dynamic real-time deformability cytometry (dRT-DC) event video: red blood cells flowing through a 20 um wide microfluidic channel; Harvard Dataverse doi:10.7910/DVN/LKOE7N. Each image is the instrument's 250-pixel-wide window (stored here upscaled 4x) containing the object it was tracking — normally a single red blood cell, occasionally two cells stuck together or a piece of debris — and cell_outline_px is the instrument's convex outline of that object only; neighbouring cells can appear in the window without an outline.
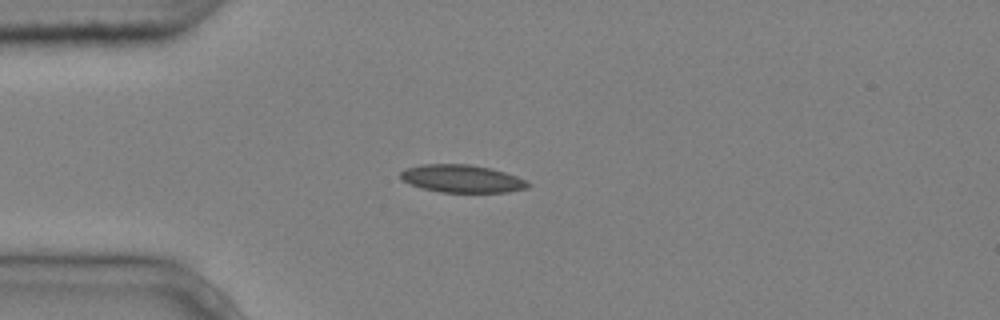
{"species": "common noctule bat (a hibernating species)", "species_latin": "Nyctalus noctula", "temperature_condition": "cold", "stored_images_in_passage": 7, "camera_frame_rate_fps": 3000, "um_per_image_px": 0.085, "animal": {"sex": "male", "body_mass_g": 20.4}, "frame": {"image": 1, "passage_image": 1, "time_ms": 0.0, "image_size_px": [1000, 320], "cell_outline_px": [[532, 184], [528, 188], [508, 192], [440, 192], [420, 188], [404, 180], [400, 176], [400, 172], [408, 168], [420, 164], [468, 164], [492, 168], [516, 176]], "centroid_in_image_um": [39.29, 15.19], "position_along_channel_um": 45.7, "area_um2": 20.52}}
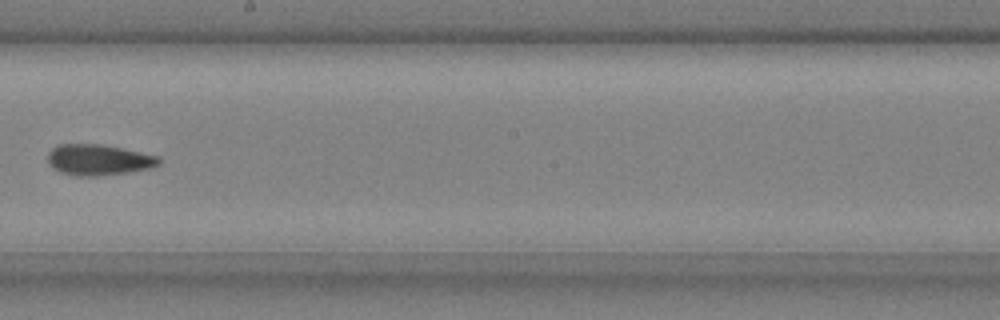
{"frame": {"image": 2, "passage_image": 6, "time_ms": 1.667, "image_size_px": [1000, 320], "cell_outline_px": [[160, 164], [152, 168], [128, 172], [96, 176], [76, 176], [60, 172], [52, 168], [48, 160], [48, 152], [52, 148], [60, 144], [100, 144], [160, 156]], "centroid_in_image_um": [8.38, 13.59], "position_along_channel_um": 239.8, "area_um2": 20.0}}
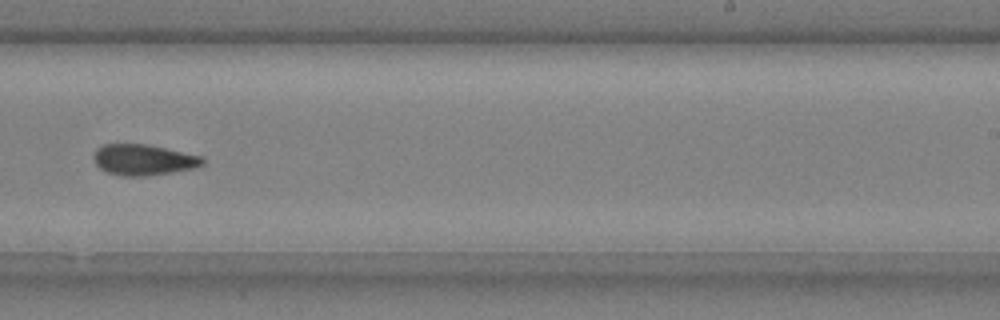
{"frame": {"image": 3, "passage_image": 7, "time_ms": 2.0, "image_size_px": [1000, 320], "cell_outline_px": [[204, 164], [196, 168], [148, 176], [120, 176], [108, 172], [100, 168], [96, 164], [92, 156], [96, 148], [104, 144], [148, 144], [204, 156]], "centroid_in_image_um": [12.21, 13.58], "position_along_channel_um": 276.8, "area_um2": 19.88}}